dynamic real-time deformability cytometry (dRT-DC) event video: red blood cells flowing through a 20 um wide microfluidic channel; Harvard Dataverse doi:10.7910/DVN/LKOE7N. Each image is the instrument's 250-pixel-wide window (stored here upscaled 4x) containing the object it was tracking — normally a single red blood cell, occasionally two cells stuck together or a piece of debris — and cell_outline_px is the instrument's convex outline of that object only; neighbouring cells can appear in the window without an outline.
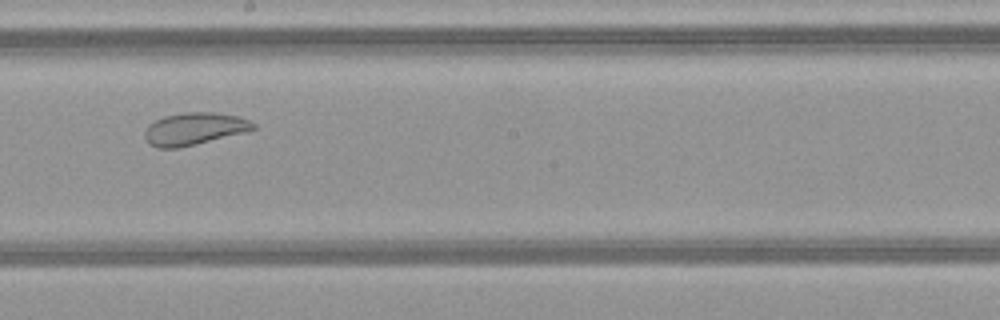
{"species": "common noctule bat (a hibernating species)", "species_latin": "Nyctalus noctula", "temperature_condition": "warm", "stored_images_in_passage": 30, "camera_frame_rate_fps": 3000, "um_per_image_px": 0.085, "animal": {"sex": "female", "body_mass_g": 21.9}, "frame": {"image": 1, "passage_image": 13, "time_ms": 4.0, "image_size_px": [1000, 320], "cell_outline_px": [[256, 128], [244, 132], [180, 148], [156, 148], [148, 144], [144, 136], [144, 132], [148, 124], [164, 116], [184, 112], [216, 112], [240, 116], [256, 124]], "centroid_in_image_um": [16.48, 10.94], "position_along_channel_um": 231.7, "area_um2": 20.58}, "authors_computed_cell_mechanics": {"area_um2": 22.6287, "velocity_mm_per_s": 4.0972, "shape_relaxation_time_tau1_ms": null, "shape_relaxation_time_tau2_ms": 1.7402, "deformation_change_tau1": null, "deformation_change_tau2": 0.0854}}